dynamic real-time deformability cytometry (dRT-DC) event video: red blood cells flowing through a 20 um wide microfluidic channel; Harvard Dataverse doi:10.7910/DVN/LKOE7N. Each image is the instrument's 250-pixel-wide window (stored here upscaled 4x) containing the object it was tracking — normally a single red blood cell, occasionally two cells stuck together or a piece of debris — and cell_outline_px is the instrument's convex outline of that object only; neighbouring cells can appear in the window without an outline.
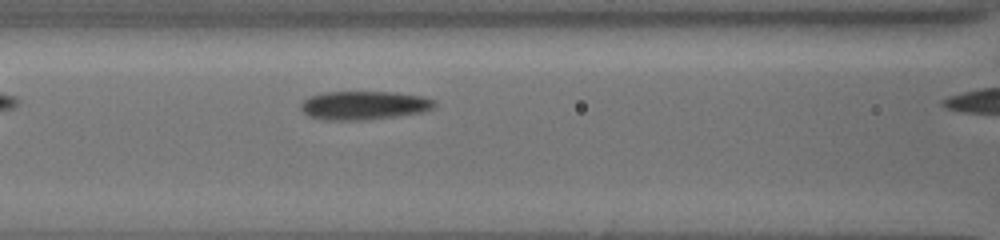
{"species": "common noctule bat (a hibernating species)", "species_latin": "Nyctalus noctula", "temperature_condition": "cold", "stored_images_in_passage": 12, "camera_frame_rate_fps": 3000, "um_per_image_px": 0.085, "animal": {"sex": "female", "body_mass_g": 19.5, "forearm_length_mm": 54.1}, "frame": {"image": 1, "passage_image": 5, "time_ms": 0.667, "image_size_px": [1000, 240], "cell_outline_px": [[436, 104], [432, 108], [420, 112], [396, 116], [364, 120], [324, 120], [308, 116], [300, 108], [300, 104], [308, 96], [324, 92], [392, 92], [424, 96], [436, 100]], "centroid_in_image_um": [30.91, 8.95], "position_along_channel_um": 135.7, "area_um2": 22.37}}
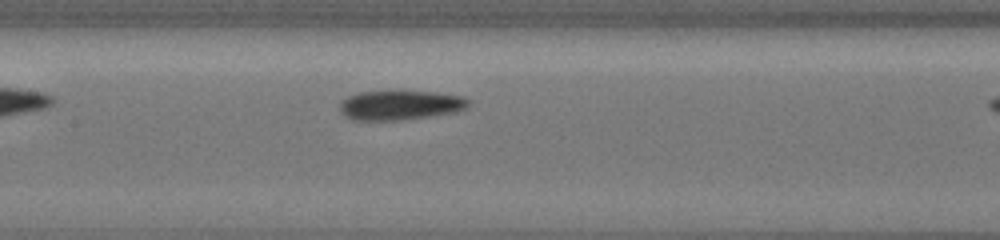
{"frame": {"image": 2, "passage_image": 10, "time_ms": 1.667, "image_size_px": [1000, 240], "cell_outline_px": [[468, 104], [464, 108], [456, 112], [428, 116], [396, 120], [352, 120], [344, 116], [340, 112], [340, 100], [348, 96], [360, 92], [436, 92], [464, 96], [468, 100]], "centroid_in_image_um": [33.97, 8.94], "position_along_channel_um": 173.4, "area_um2": 21.85}}